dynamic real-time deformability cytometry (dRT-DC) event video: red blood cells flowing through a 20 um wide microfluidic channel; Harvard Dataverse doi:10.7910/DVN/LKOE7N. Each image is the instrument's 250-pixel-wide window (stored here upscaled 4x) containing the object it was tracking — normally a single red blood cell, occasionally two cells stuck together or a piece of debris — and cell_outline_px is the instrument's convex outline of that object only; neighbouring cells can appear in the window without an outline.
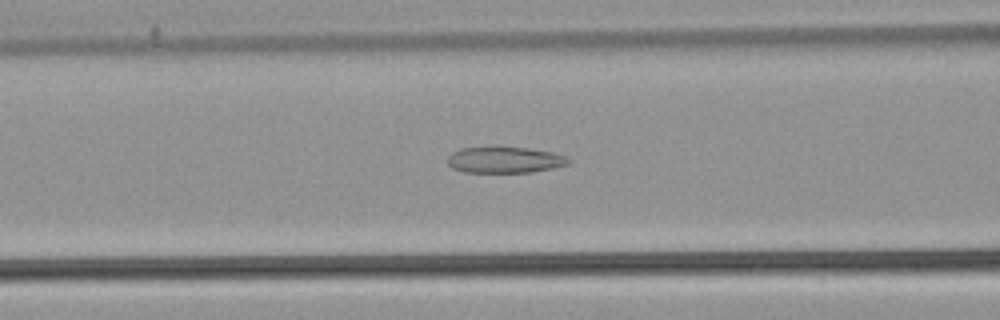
{"species": "common noctule bat (a hibernating species)", "species_latin": "Nyctalus noctula", "temperature_condition": "warm", "stored_images_in_passage": 50, "camera_frame_rate_fps": 3000, "um_per_image_px": 0.085, "animal": {"sex": "male", "body_mass_g": 21.5, "forearm_length_mm": 52.0}, "frame": {"image": 1, "passage_image": 19, "time_ms": 6.0, "image_size_px": [1000, 320], "cell_outline_px": [[572, 160], [568, 164], [552, 168], [532, 172], [464, 172], [452, 168], [448, 164], [448, 156], [452, 152], [460, 148], [496, 144], [500, 144], [528, 148], [552, 152], [568, 156]], "centroid_in_image_um": [42.88, 13.54], "position_along_channel_um": 123.7, "area_um2": 19.31}}
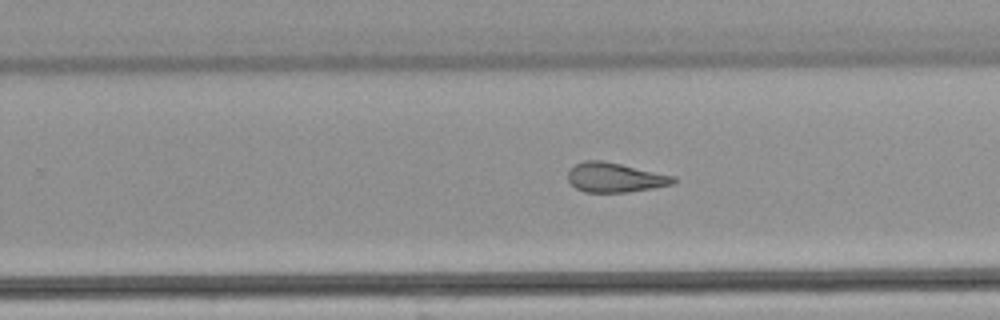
{"frame": {"image": 2, "passage_image": 31, "time_ms": 10.0, "image_size_px": [1000, 320], "cell_outline_px": [[676, 180], [672, 184], [652, 188], [628, 192], [584, 192], [576, 188], [568, 180], [568, 172], [576, 164], [584, 160], [604, 160], [676, 176]], "centroid_in_image_um": [52.28, 15.08], "position_along_channel_um": 277.5, "area_um2": 18.15}}
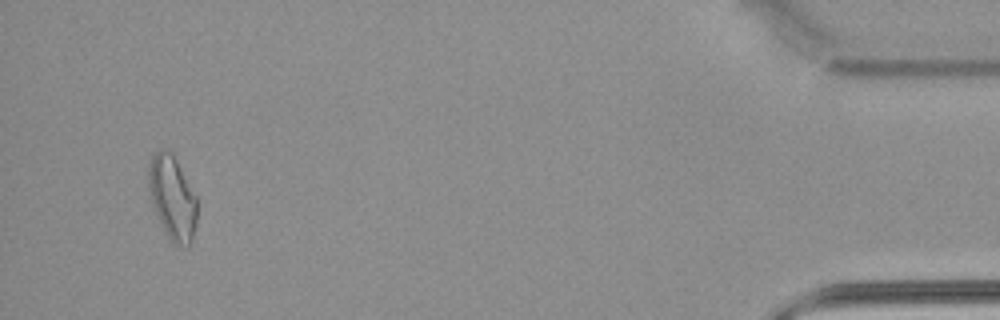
{"frame": {"image": 3, "passage_image": 48, "time_ms": 15.667, "image_size_px": [1000, 320], "cell_outline_px": [[196, 224], [192, 240], [188, 248], [172, 244], [152, 204], [148, 184], [148, 164], [152, 156], [160, 148], [164, 148], [172, 152], [196, 196]], "centroid_in_image_um": [14.65, 16.8], "position_along_channel_um": 420.6, "area_um2": 23.64}, "authors_computed_cell_mechanics": {"area_um2": 20.1433, "velocity_mm_per_s": 3.8542, "shape_relaxation_time_tau1_ms": null, "shape_relaxation_time_tau2_ms": 2.0698, "deformation_change_tau1": null, "deformation_change_tau2": 0.1048}}